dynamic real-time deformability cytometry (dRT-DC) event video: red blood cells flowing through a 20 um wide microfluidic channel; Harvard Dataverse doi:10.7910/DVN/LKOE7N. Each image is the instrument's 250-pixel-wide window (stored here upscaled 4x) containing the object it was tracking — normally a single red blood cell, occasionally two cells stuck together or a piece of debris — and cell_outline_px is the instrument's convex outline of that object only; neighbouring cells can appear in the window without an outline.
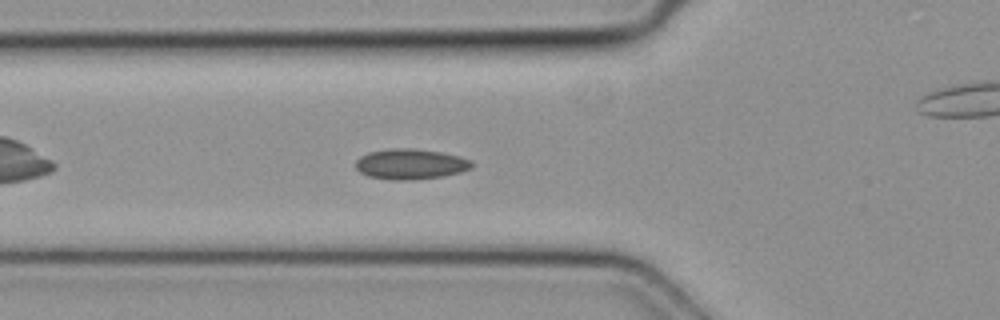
{"species": "common noctule bat (a hibernating species)", "species_latin": "Nyctalus noctula", "temperature_condition": "cold", "stored_images_in_passage": 38, "segment_of_instrument_passage": [1, 2], "camera_frame_rate_fps": 3000, "um_per_image_px": 0.085, "animal": {"sex": "female", "body_mass_g": 19.3, "forearm_length_mm": 54.1}, "frame": {"image": 1, "passage_image": 6, "time_ms": 1.667, "image_size_px": [1000, 320], "cell_outline_px": [[472, 168], [460, 172], [444, 176], [412, 180], [388, 180], [368, 176], [360, 172], [356, 168], [356, 160], [360, 156], [368, 152], [388, 148], [412, 148], [440, 152], [460, 156], [472, 160]], "centroid_in_image_um": [34.88, 13.95], "position_along_channel_um": 90.9, "area_um2": 20.81}}
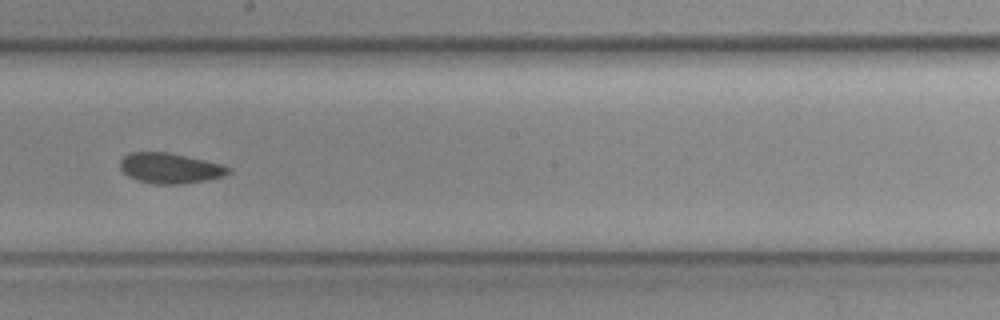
{"frame": {"image": 2, "passage_image": 16, "time_ms": 5.0, "image_size_px": [1000, 320], "cell_outline_px": [[232, 172], [224, 176], [208, 180], [180, 184], [152, 184], [136, 180], [128, 176], [120, 168], [120, 160], [128, 152], [168, 152], [204, 160], [220, 164], [232, 168]], "centroid_in_image_um": [14.45, 14.3], "position_along_channel_um": 233.7, "area_um2": 19.31}}
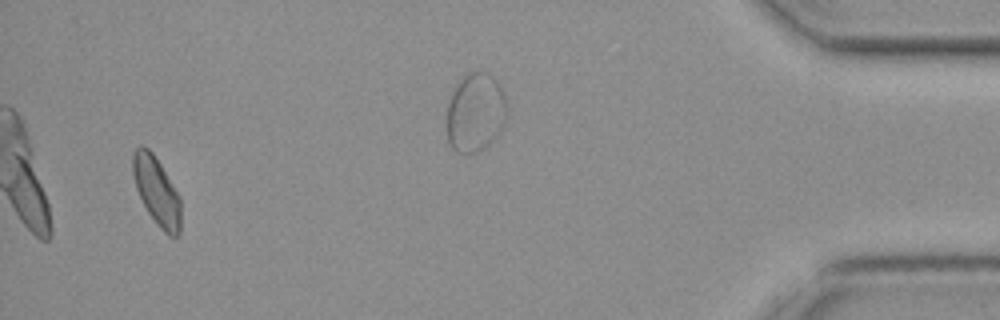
{"frame": {"image": 3, "passage_image": 35, "time_ms": 11.333, "image_size_px": [1000, 320], "cell_outline_px": [[180, 232], [176, 236], [168, 236], [160, 228], [148, 212], [136, 188], [132, 172], [132, 152], [136, 148], [148, 148], [152, 152], [160, 164], [180, 196]], "centroid_in_image_um": [13.31, 16.25], "position_along_channel_um": 421.9, "area_um2": 18.79}}